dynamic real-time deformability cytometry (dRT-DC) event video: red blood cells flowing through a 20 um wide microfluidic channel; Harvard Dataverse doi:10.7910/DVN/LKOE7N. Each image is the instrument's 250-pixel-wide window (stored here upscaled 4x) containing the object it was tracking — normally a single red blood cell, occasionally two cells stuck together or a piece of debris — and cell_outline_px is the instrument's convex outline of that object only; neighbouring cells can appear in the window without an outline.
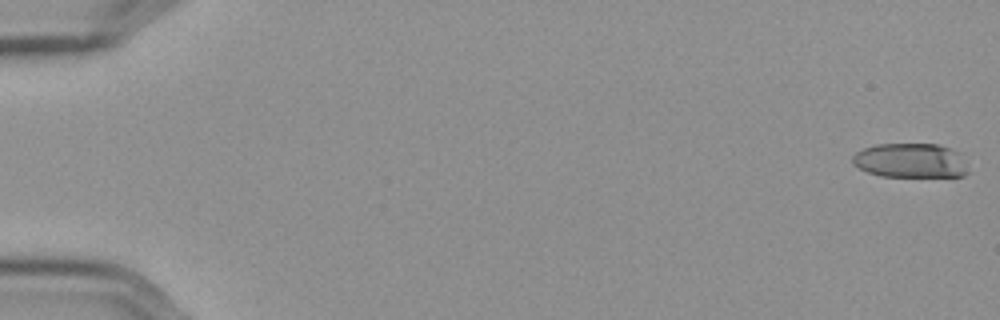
{"species": "Egyptian fruit bat (a non-hibernating species)", "species_latin": "Rousettus aegyptiacus", "temperature_condition": "cold", "stored_images_in_passage": 14, "camera_frame_rate_fps": 3000, "um_per_image_px": 0.085, "frame": {"image": 1, "passage_image": 1, "time_ms": 0.0, "image_size_px": [1000, 320], "cell_outline_px": [[968, 172], [964, 176], [880, 176], [868, 172], [852, 164], [852, 156], [856, 152], [864, 148], [876, 144], [936, 144], [948, 148], [956, 152]], "centroid_in_image_um": [77.31, 13.65], "position_along_channel_um": 7.7, "area_um2": 22.77}}